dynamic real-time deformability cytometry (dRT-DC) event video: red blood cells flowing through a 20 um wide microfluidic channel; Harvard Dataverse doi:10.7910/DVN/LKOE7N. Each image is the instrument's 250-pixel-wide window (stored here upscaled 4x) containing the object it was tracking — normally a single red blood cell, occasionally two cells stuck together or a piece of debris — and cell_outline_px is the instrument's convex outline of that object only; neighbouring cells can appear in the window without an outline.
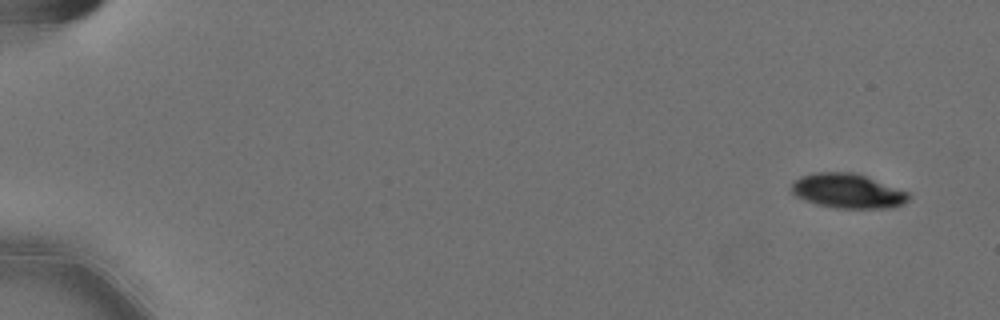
{"species": "Egyptian fruit bat (a non-hibernating species)", "species_latin": "Rousettus aegyptiacus", "temperature_condition": "cold", "stored_images_in_passage": 44, "camera_frame_rate_fps": 3000, "um_per_image_px": 0.085, "animal": {"sex": "female"}, "frame": {"image": 1, "passage_image": 1, "time_ms": 0.0, "image_size_px": [1000, 320], "cell_outline_px": [[912, 196], [904, 204], [892, 208], [836, 208], [816, 204], [804, 200], [796, 196], [792, 192], [792, 184], [800, 176], [816, 172], [856, 172], [908, 192]], "centroid_in_image_um": [72.08, 16.23], "position_along_channel_um": 12.9, "area_um2": 23.7}}
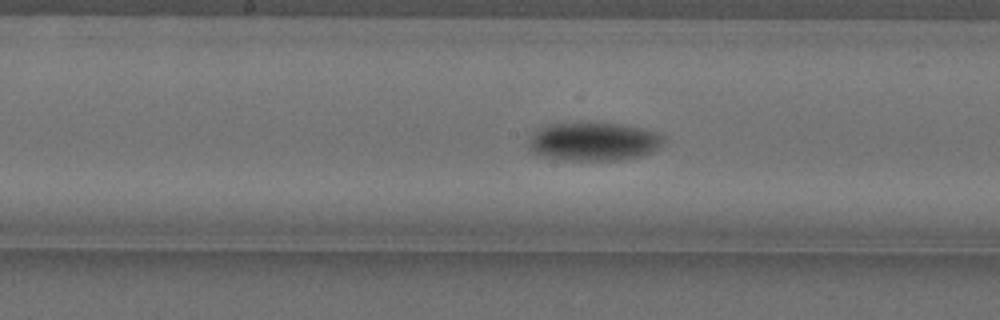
{"frame": {"image": 2, "passage_image": 29, "time_ms": 9.333, "image_size_px": [1000, 320], "cell_outline_px": [[668, 140], [652, 152], [640, 156], [620, 160], [568, 160], [544, 156], [532, 152], [528, 148], [528, 140], [532, 132], [548, 124], [580, 120], [592, 120], [620, 124], [640, 128], [656, 132], [664, 136]], "centroid_in_image_um": [50.44, 11.98], "position_along_channel_um": 197.8, "area_um2": 31.27}}
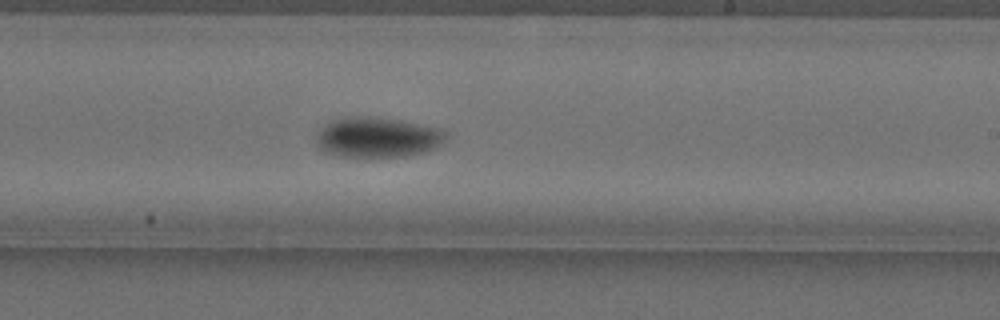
{"frame": {"image": 3, "passage_image": 34, "time_ms": 11.0, "image_size_px": [1000, 320], "cell_outline_px": [[448, 136], [436, 148], [424, 152], [404, 156], [340, 156], [324, 152], [316, 144], [316, 132], [328, 124], [336, 120], [352, 116], [368, 116], [400, 120], [440, 128], [448, 132]], "centroid_in_image_um": [32.11, 11.67], "position_along_channel_um": 256.9, "area_um2": 30.23}}